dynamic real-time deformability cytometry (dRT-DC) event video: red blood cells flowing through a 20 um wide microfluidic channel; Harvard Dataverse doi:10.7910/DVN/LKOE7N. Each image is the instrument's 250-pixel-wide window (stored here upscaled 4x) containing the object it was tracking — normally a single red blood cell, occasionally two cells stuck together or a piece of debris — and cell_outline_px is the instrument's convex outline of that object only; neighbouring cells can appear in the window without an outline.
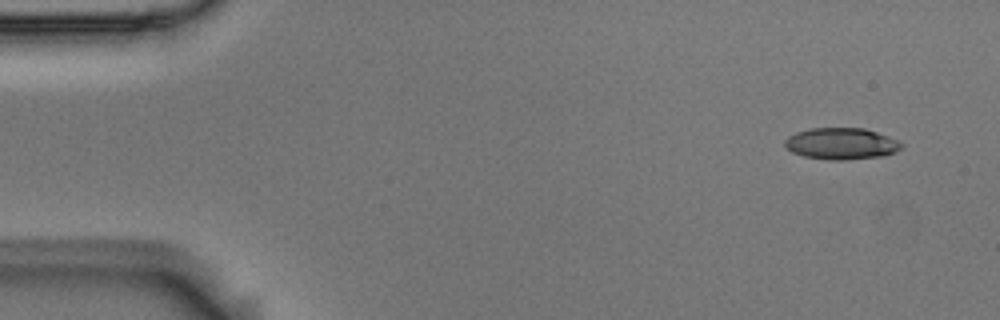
{"species": "Egyptian fruit bat (a non-hibernating species)", "species_latin": "Rousettus aegyptiacus", "temperature_condition": "room temperature", "stored_images_in_passage": 5, "camera_frame_rate_fps": 3000, "um_per_image_px": 0.085, "animal": {"sex": "male"}, "frame": {"image": 1, "passage_image": 1, "time_ms": 0.0, "image_size_px": [1000, 320], "cell_outline_px": [[904, 144], [896, 152], [880, 156], [844, 160], [828, 160], [804, 156], [792, 152], [784, 144], [784, 140], [788, 136], [796, 132], [812, 128], [864, 128], [900, 140]], "centroid_in_image_um": [71.52, 12.21], "position_along_channel_um": 13.5, "area_um2": 21.44}}
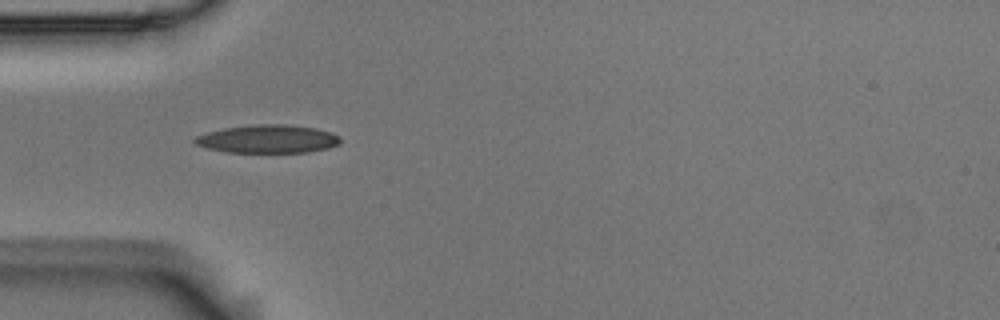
{"frame": {"image": 2, "passage_image": 4, "time_ms": 1.0, "image_size_px": [1000, 320], "cell_outline_px": [[340, 144], [328, 148], [308, 152], [228, 152], [208, 148], [196, 144], [192, 140], [196, 136], [208, 132], [224, 128], [256, 124], [284, 124], [316, 128], [332, 132], [340, 136]], "centroid_in_image_um": [22.8, 11.81], "position_along_channel_um": 62.2, "area_um2": 23.87}}
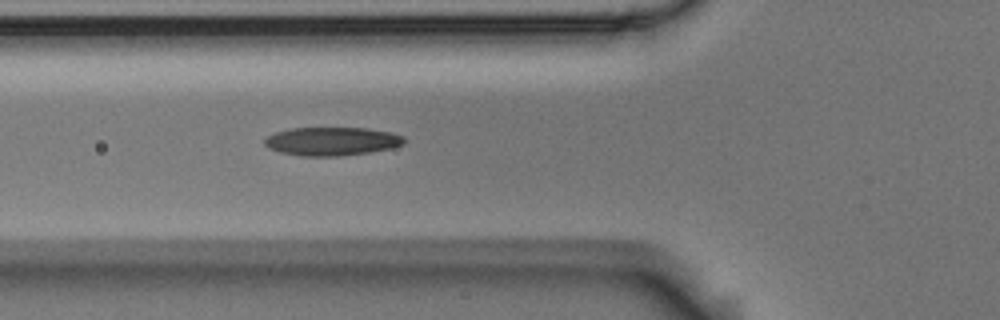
{"frame": {"image": 3, "passage_image": 5, "time_ms": 1.333, "image_size_px": [1000, 320], "cell_outline_px": [[408, 140], [404, 144], [392, 148], [368, 152], [340, 156], [300, 156], [280, 152], [268, 148], [264, 144], [264, 140], [268, 136], [276, 132], [288, 128], [368, 128], [392, 132], [404, 136]], "centroid_in_image_um": [28.24, 12.01], "position_along_channel_um": 97.6, "area_um2": 23.35}}